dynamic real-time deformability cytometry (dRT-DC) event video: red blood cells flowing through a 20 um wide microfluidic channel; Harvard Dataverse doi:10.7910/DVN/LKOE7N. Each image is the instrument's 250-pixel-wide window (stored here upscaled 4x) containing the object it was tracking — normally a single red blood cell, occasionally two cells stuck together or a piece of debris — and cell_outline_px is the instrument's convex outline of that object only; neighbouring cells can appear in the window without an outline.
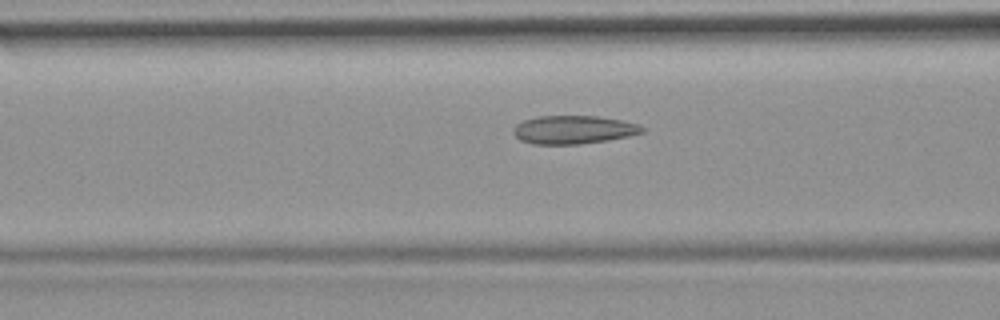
{"species": "common noctule bat (a hibernating species)", "species_latin": "Nyctalus noctula", "temperature_condition": "room temperature", "stored_images_in_passage": 15, "camera_frame_rate_fps": 3000, "um_per_image_px": 0.085, "animal": {"sex": "female", "body_mass_g": 19.9}, "frame": {"image": 1, "passage_image": 13, "time_ms": 4.0, "image_size_px": [1000, 320], "cell_outline_px": [[644, 132], [628, 136], [608, 140], [580, 144], [532, 144], [520, 140], [512, 132], [512, 128], [516, 124], [524, 120], [536, 116], [596, 116], [620, 120], [640, 124], [644, 128]], "centroid_in_image_um": [48.72, 11.02], "position_along_channel_um": 117.9, "area_um2": 21.33}}